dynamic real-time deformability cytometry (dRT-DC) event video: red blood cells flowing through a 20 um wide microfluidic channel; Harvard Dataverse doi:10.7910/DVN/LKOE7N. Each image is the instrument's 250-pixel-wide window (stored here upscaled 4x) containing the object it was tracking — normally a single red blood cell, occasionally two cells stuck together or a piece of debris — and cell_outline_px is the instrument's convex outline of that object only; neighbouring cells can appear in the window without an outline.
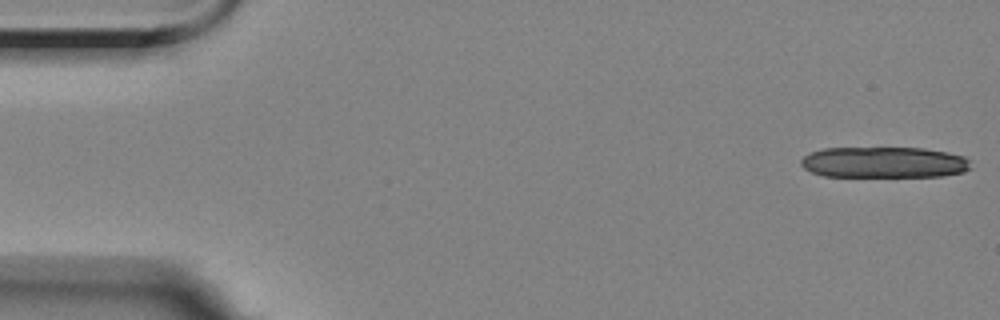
{"species": "Egyptian fruit bat (a non-hibernating species)", "species_latin": "Rousettus aegyptiacus", "temperature_condition": "room temperature", "stored_images_in_passage": 9, "camera_frame_rate_fps": 3000, "um_per_image_px": 0.085, "animal": {"sex": "female"}, "frame": {"image": 1, "passage_image": 1, "time_ms": 0.0, "image_size_px": [1000, 320], "cell_outline_px": [[972, 168], [964, 172], [944, 176], [824, 176], [812, 172], [804, 168], [800, 164], [800, 160], [804, 156], [812, 152], [824, 148], [924, 148], [948, 152], [964, 156], [968, 160]], "centroid_in_image_um": [75.17, 13.8], "position_along_channel_um": 9.8, "area_um2": 30.75}}
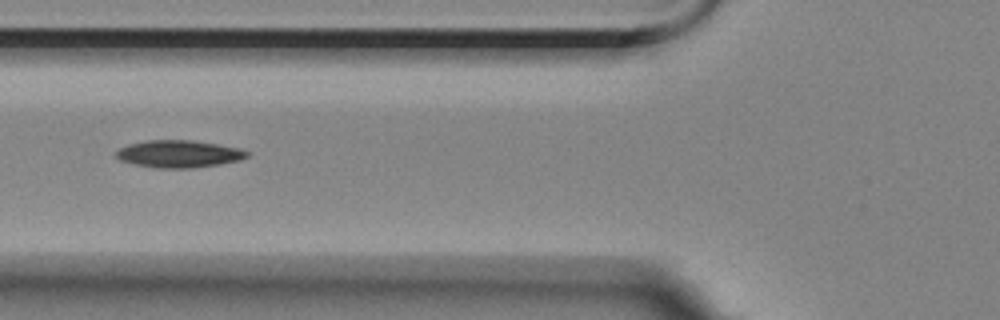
{"frame": {"image": 2, "passage_image": 7, "time_ms": 6.667, "image_size_px": [1000, 320], "cell_outline_px": [[248, 156], [240, 160], [220, 164], [192, 168], [156, 168], [136, 164], [120, 160], [116, 156], [116, 152], [120, 148], [128, 144], [148, 140], [192, 140], [240, 148], [248, 152]], "centroid_in_image_um": [15.21, 13.08], "position_along_channel_um": 110.6, "area_um2": 20.69}}
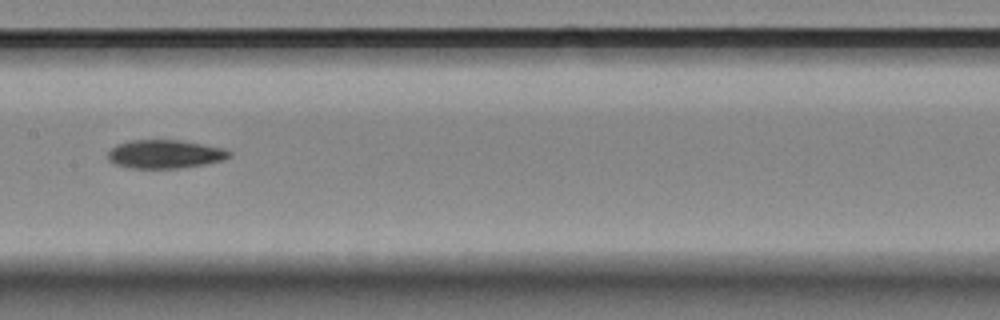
{"frame": {"image": 3, "passage_image": 9, "time_ms": 9.0, "image_size_px": [1000, 320], "cell_outline_px": [[232, 156], [224, 160], [208, 164], [180, 168], [128, 168], [116, 164], [108, 160], [108, 152], [116, 144], [128, 140], [180, 140], [224, 148], [232, 152]], "centroid_in_image_um": [14.05, 13.1], "position_along_channel_um": 193.4, "area_um2": 20.4}}